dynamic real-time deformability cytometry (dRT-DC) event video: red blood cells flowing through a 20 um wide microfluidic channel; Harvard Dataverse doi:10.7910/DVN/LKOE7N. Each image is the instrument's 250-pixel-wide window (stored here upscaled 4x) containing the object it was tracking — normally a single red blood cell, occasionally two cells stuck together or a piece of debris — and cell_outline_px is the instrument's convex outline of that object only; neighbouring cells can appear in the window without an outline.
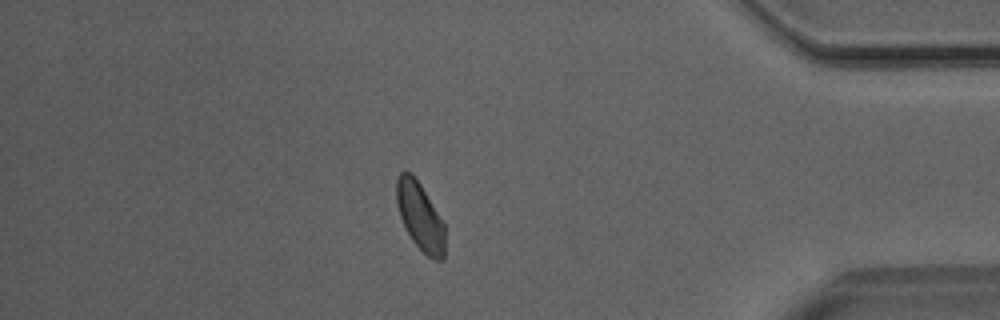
{"species": "Egyptian fruit bat (a non-hibernating species)", "species_latin": "Rousettus aegyptiacus", "temperature_condition": "room temperature", "stored_images_in_passage": 31, "camera_frame_rate_fps": 3000, "um_per_image_px": 0.085, "animal": {"sex": "male"}, "frame": {"image": 1, "passage_image": 31, "time_ms": 10.0, "image_size_px": [1000, 320], "cell_outline_px": [[444, 256], [440, 260], [432, 260], [412, 240], [400, 216], [396, 204], [396, 176], [404, 168], [412, 172], [420, 184], [444, 224]], "centroid_in_image_um": [35.67, 18.33], "position_along_channel_um": 399.5, "area_um2": 19.02}}